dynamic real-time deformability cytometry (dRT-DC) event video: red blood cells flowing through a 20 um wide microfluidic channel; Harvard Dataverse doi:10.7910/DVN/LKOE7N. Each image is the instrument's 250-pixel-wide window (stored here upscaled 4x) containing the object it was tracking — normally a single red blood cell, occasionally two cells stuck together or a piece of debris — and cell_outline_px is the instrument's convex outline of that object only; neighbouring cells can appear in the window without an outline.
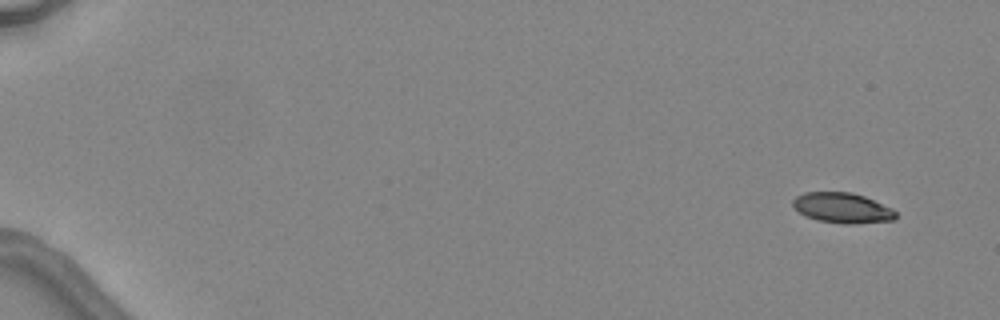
{"species": "common noctule bat (a hibernating species)", "species_latin": "Nyctalus noctula", "temperature_condition": "warm", "stored_images_in_passage": 5, "camera_frame_rate_fps": 3000, "um_per_image_px": 0.085, "animal": {"sex": "female", "body_mass_g": 24.6, "forearm_length_mm": 56.2}, "frame": {"image": 1, "passage_image": 1, "time_ms": 0.0, "image_size_px": [1000, 320], "cell_outline_px": [[896, 220], [852, 224], [844, 224], [816, 220], [800, 212], [792, 204], [792, 200], [796, 196], [804, 192], [852, 192], [864, 196], [892, 208], [896, 212]], "centroid_in_image_um": [71.62, 17.67], "position_along_channel_um": 13.4, "area_um2": 18.15}}
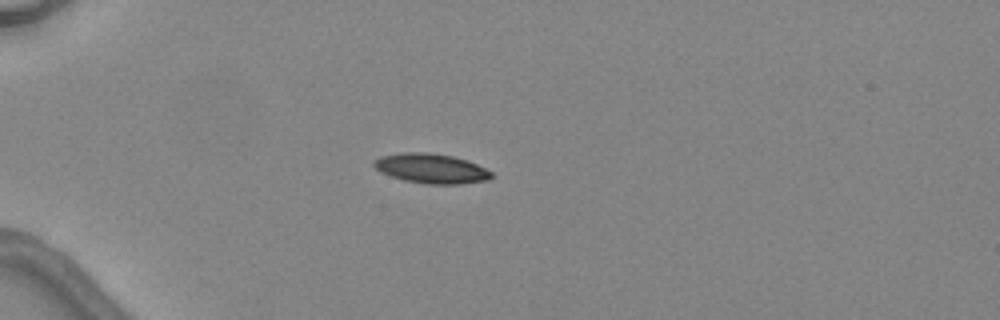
{"frame": {"image": 2, "passage_image": 4, "time_ms": 4.0, "image_size_px": [1000, 320], "cell_outline_px": [[496, 176], [488, 180], [460, 184], [428, 184], [404, 180], [380, 172], [372, 164], [372, 160], [380, 156], [404, 152], [424, 152], [452, 156], [468, 160], [492, 172]], "centroid_in_image_um": [36.66, 14.32], "position_along_channel_um": 48.3, "area_um2": 20.4}}